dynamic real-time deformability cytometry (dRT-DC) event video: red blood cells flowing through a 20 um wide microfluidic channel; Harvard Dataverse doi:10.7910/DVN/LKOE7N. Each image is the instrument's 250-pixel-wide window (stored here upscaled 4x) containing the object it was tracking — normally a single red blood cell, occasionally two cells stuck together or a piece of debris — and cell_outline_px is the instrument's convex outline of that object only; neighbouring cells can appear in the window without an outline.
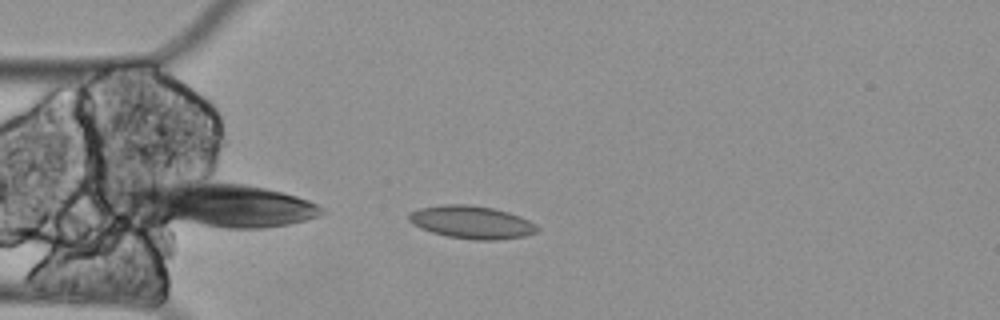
{"species": "Egyptian fruit bat (a non-hibernating species)", "species_latin": "Rousettus aegyptiacus", "temperature_condition": "cold", "stored_images_in_passage": 47, "camera_frame_rate_fps": 3000, "um_per_image_px": 0.085, "animal": {"sex": "female"}, "frame": {"image": 1, "passage_image": 2, "time_ms": 0.333, "image_size_px": [1000, 320], "cell_outline_px": [[540, 228], [536, 232], [524, 236], [496, 240], [476, 240], [448, 236], [432, 232], [420, 228], [412, 224], [408, 220], [408, 216], [412, 212], [420, 208], [444, 204], [468, 204], [492, 208], [508, 212], [520, 216], [536, 224]], "centroid_in_image_um": [40.1, 18.89], "position_along_channel_um": 44.9, "area_um2": 24.45}}
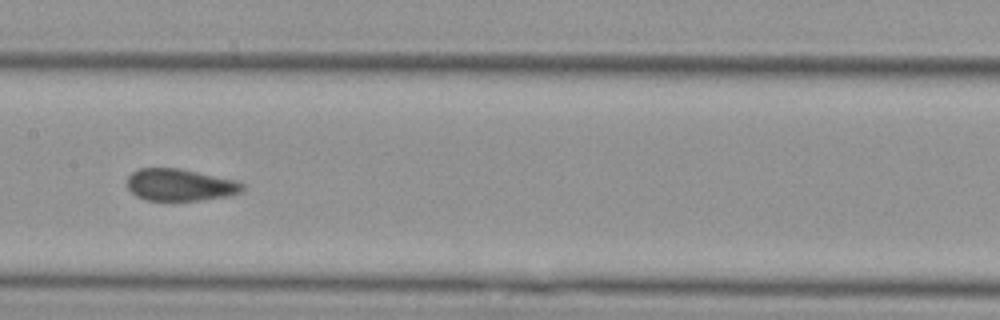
{"frame": {"image": 2, "passage_image": 16, "time_ms": 5.0, "image_size_px": [1000, 320], "cell_outline_px": [[244, 192], [228, 196], [200, 200], [148, 200], [136, 196], [128, 188], [128, 176], [132, 172], [140, 168], [180, 168], [236, 180], [244, 184]], "centroid_in_image_um": [15.34, 15.71], "position_along_channel_um": 192.1, "area_um2": 21.56}}
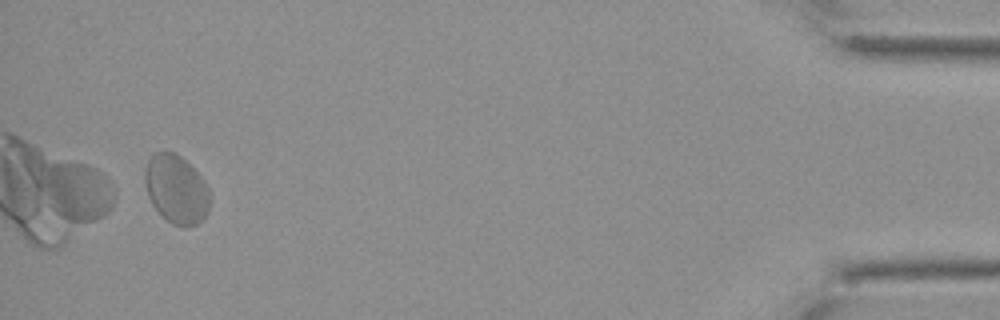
{"frame": {"image": 3, "passage_image": 44, "time_ms": 14.333, "image_size_px": [1000, 320], "cell_outline_px": [[208, 212], [204, 220], [196, 224], [172, 224], [152, 204], [148, 196], [144, 184], [144, 172], [148, 160], [156, 152], [176, 152], [204, 180], [208, 188]], "centroid_in_image_um": [14.96, 16.06], "position_along_channel_um": 420.2, "area_um2": 25.43}, "authors_computed_cell_mechanics": {"area_um2": 23.4668, "velocity_mm_per_s": 3.2625, "shape_relaxation_time_tau1_ms": null, "shape_relaxation_time_tau2_ms": 3.0269, "deformation_change_tau1": null, "deformation_change_tau2": 0.0598}}